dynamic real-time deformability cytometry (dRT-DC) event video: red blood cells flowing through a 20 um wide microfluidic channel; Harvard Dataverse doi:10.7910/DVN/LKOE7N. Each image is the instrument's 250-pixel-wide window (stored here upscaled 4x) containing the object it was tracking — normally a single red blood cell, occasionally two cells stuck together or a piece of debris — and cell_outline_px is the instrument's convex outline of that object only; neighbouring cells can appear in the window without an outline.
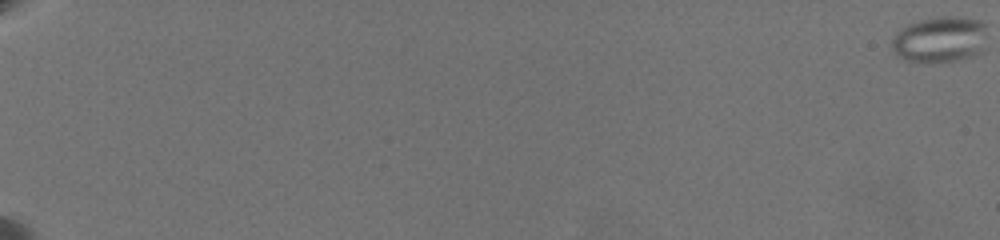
{"species": "common noctule bat (a hibernating species)", "species_latin": "Nyctalus noctula", "temperature_condition": "warm", "stored_images_in_passage": 1, "camera_frame_rate_fps": 3000, "um_per_image_px": 0.085, "animal": {"sex": "female", "body_mass_g": 19.5, "forearm_length_mm": 54.1}, "frame": {"image": 1, "passage_image": 1, "time_ms": 0.0, "image_size_px": [1000, 240], "cell_outline_px": [[984, 24], [980, 52], [956, 60], [904, 60], [896, 56], [892, 52], [892, 36], [900, 28], [908, 24], [920, 20], [936, 16], [960, 16], [980, 20]], "centroid_in_image_um": [79.79, 3.3], "position_along_channel_um": 5.2, "area_um2": 24.91}}